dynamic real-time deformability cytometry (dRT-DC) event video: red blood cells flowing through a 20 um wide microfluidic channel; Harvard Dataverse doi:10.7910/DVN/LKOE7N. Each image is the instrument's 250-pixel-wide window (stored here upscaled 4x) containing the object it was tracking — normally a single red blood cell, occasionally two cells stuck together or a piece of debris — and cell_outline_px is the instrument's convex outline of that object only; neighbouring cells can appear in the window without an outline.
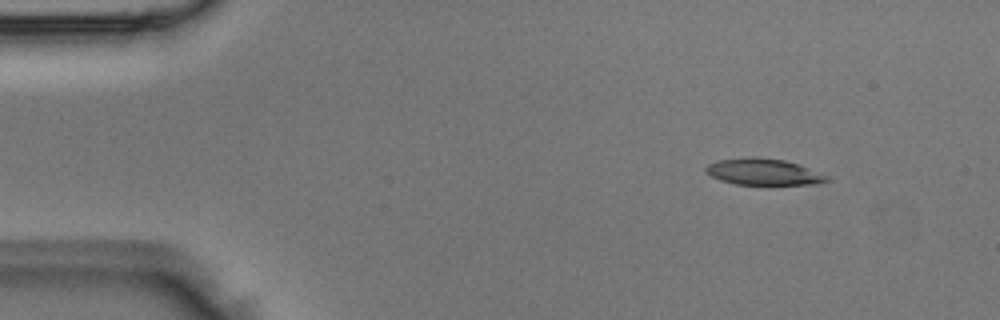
{"species": "Egyptian fruit bat (a non-hibernating species)", "species_latin": "Rousettus aegyptiacus", "temperature_condition": "room temperature", "stored_images_in_passage": 5, "camera_frame_rate_fps": 3000, "um_per_image_px": 0.085, "animal": {"sex": "male"}, "frame": {"image": 1, "passage_image": 2, "time_ms": 0.333, "image_size_px": [1000, 320], "cell_outline_px": [[828, 180], [816, 184], [736, 184], [720, 180], [704, 172], [704, 168], [708, 164], [716, 160], [748, 156], [756, 156], [784, 160], [800, 164], [828, 176]], "centroid_in_image_um": [64.84, 14.58], "position_along_channel_um": 20.2, "area_um2": 18.73}}
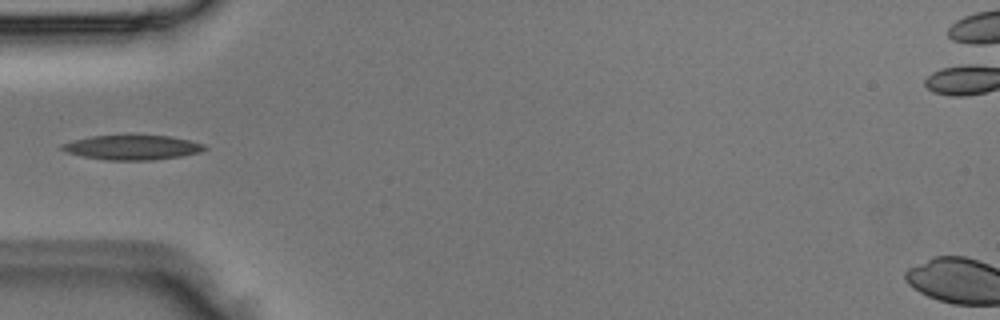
{"frame": {"image": 2, "passage_image": 4, "time_ms": 1.0, "image_size_px": [1000, 320], "cell_outline_px": [[208, 148], [200, 152], [180, 156], [152, 160], [104, 160], [84, 156], [68, 152], [60, 148], [60, 144], [72, 140], [92, 136], [168, 136], [188, 140], [204, 144]], "centroid_in_image_um": [11.23, 12.54], "position_along_channel_um": 73.8, "area_um2": 20.17}}
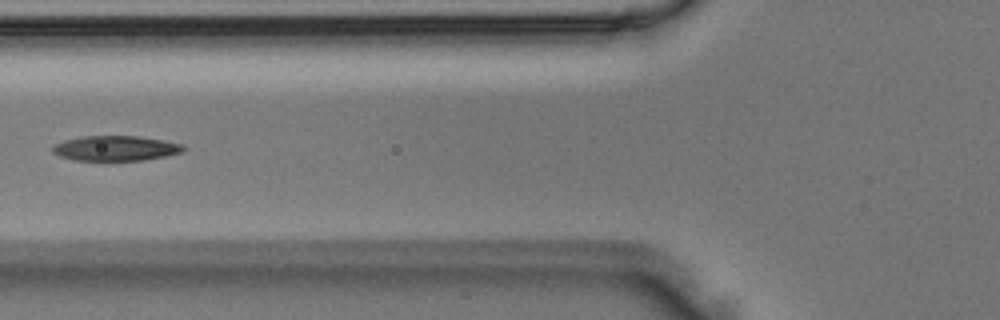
{"frame": {"image": 3, "passage_image": 5, "time_ms": 1.333, "image_size_px": [1000, 320], "cell_outline_px": [[188, 148], [184, 152], [144, 160], [76, 160], [60, 156], [52, 152], [52, 148], [56, 144], [64, 140], [80, 136], [140, 136], [164, 140], [184, 144]], "centroid_in_image_um": [9.89, 12.59], "position_along_channel_um": 115.9, "area_um2": 19.19}}